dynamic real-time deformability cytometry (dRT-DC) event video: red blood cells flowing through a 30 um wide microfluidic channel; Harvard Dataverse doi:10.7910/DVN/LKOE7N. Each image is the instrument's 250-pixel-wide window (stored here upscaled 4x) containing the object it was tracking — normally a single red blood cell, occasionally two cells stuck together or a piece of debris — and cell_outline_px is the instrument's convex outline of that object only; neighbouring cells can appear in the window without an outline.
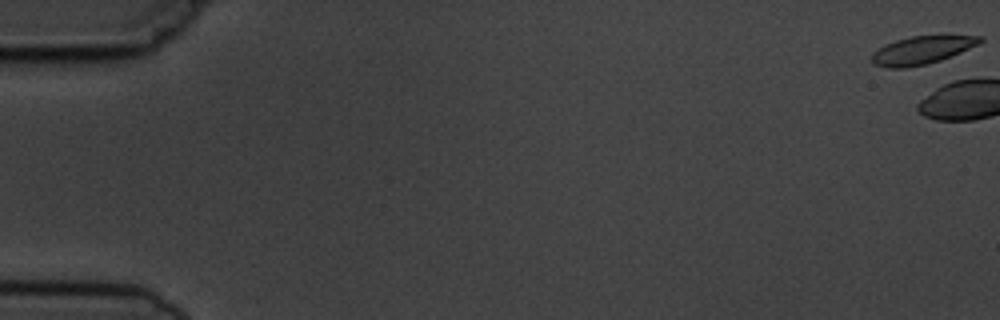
{"species": "common noctule bat (a hibernating species)", "species_latin": "Nyctalus noctula", "temperature_condition": "cold", "stored_images_in_passage": 6, "camera_frame_rate_fps": 3000, "um_per_image_px": 0.085, "animal": {"sex": "male", "body_mass_g": 19.5, "forearm_length_mm": 54.6}, "frame": {"image": 1, "passage_image": 1, "time_ms": 0.0, "image_size_px": [1000, 320], "cell_outline_px": [[984, 40], [960, 52], [940, 60], [924, 64], [904, 68], [888, 68], [872, 64], [872, 52], [884, 44], [896, 40], [912, 36], [984, 36]], "centroid_in_image_um": [78.28, 4.27], "position_along_channel_um": 6.7, "area_um2": 17.34}}